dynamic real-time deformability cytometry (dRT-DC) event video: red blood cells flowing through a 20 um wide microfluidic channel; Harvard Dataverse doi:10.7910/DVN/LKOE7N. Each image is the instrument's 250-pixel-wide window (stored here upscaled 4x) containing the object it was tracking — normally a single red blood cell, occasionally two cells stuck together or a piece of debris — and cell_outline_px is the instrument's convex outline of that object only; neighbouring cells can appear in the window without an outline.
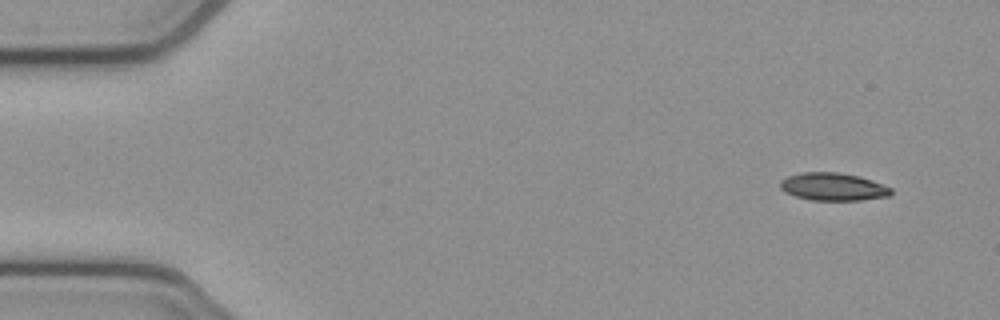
{"species": "common noctule bat (a hibernating species)", "species_latin": "Nyctalus noctula", "temperature_condition": "cold", "stored_images_in_passage": 4, "camera_frame_rate_fps": 3000, "um_per_image_px": 0.085, "animal": {"sex": "female", "body_mass_g": 21.9}, "frame": {"image": 1, "passage_image": 1, "time_ms": 0.0, "image_size_px": [1000, 320], "cell_outline_px": [[892, 192], [888, 196], [860, 200], [812, 200], [796, 196], [784, 192], [780, 188], [780, 180], [788, 176], [800, 172], [836, 172], [860, 176], [872, 180], [892, 188]], "centroid_in_image_um": [70.79, 15.86], "position_along_channel_um": 14.2, "area_um2": 17.92}}
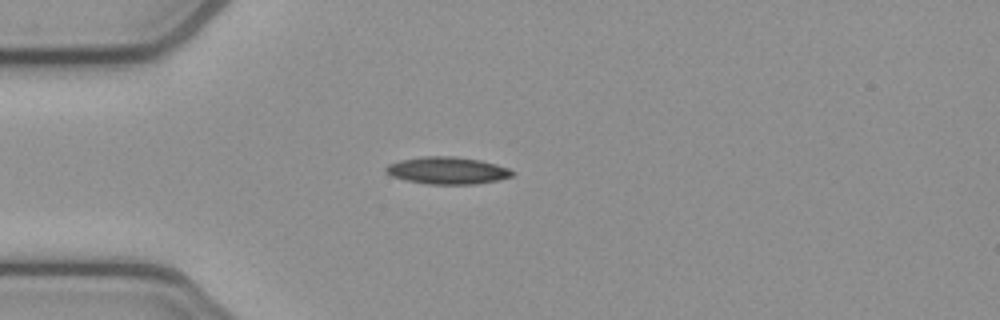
{"frame": {"image": 2, "passage_image": 4, "time_ms": 1.0, "image_size_px": [1000, 320], "cell_outline_px": [[516, 172], [512, 176], [496, 180], [476, 184], [428, 184], [404, 180], [392, 176], [384, 172], [384, 168], [388, 164], [400, 160], [424, 156], [456, 156], [480, 160], [496, 164], [508, 168]], "centroid_in_image_um": [38.0, 14.49], "position_along_channel_um": 47.0, "area_um2": 20.11}}